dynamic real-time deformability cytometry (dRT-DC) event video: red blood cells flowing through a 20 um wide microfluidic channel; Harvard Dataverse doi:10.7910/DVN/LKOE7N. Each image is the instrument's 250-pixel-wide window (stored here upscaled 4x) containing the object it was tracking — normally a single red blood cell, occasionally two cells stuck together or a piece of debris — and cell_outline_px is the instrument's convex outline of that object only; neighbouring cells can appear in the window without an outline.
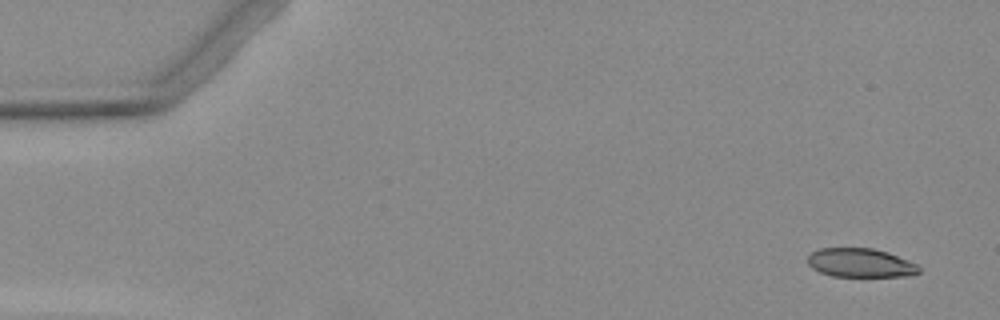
{"species": "Egyptian fruit bat (a non-hibernating species)", "species_latin": "Rousettus aegyptiacus", "temperature_condition": "warm", "stored_images_in_passage": 4, "camera_frame_rate_fps": 3000, "um_per_image_px": 0.085, "animal": {"sex": "female"}, "frame": {"image": 1, "passage_image": 1, "time_ms": 0.0, "image_size_px": [1000, 320], "cell_outline_px": [[920, 272], [904, 276], [832, 276], [820, 272], [812, 268], [808, 264], [808, 256], [812, 252], [820, 248], [872, 248], [888, 252], [916, 264], [920, 268]], "centroid_in_image_um": [73.11, 22.34], "position_along_channel_um": 11.9, "area_um2": 18.55}}
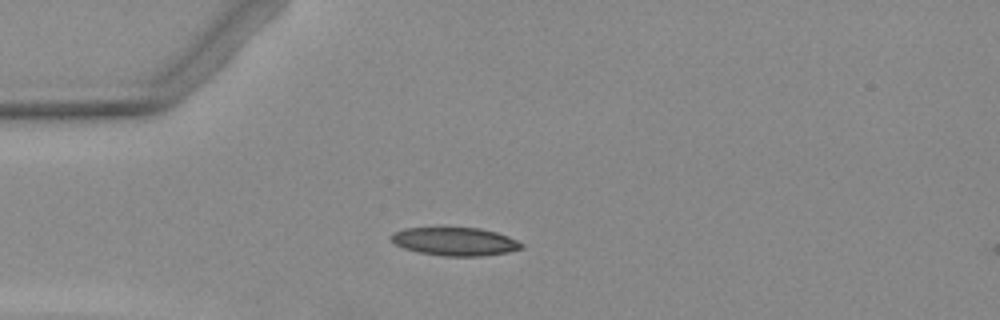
{"frame": {"image": 2, "passage_image": 4, "time_ms": 3.667, "image_size_px": [1000, 320], "cell_outline_px": [[524, 248], [508, 252], [484, 256], [444, 256], [420, 252], [404, 248], [396, 244], [392, 240], [392, 232], [404, 228], [480, 228], [496, 232], [508, 236], [524, 244]], "centroid_in_image_um": [38.71, 20.53], "position_along_channel_um": 46.3, "area_um2": 21.33}}